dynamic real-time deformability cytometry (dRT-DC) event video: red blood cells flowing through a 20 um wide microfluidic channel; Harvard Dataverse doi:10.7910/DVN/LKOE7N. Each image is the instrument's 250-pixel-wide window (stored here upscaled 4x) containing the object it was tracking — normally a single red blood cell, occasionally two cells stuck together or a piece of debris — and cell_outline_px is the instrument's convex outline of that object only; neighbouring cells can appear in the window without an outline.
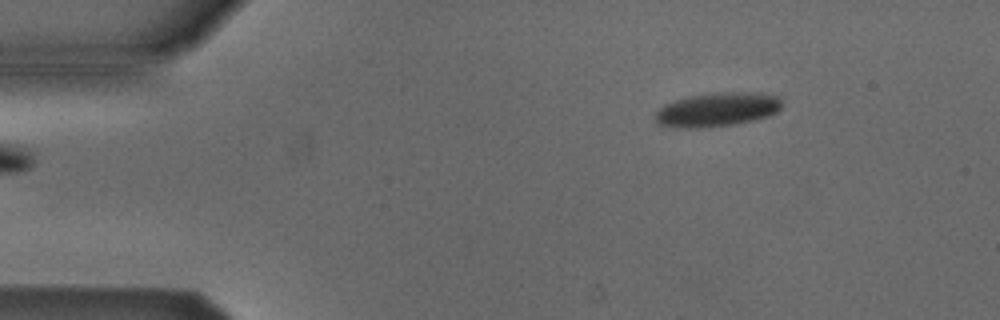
{"species": "Egyptian fruit bat (a non-hibernating species)", "species_latin": "Rousettus aegyptiacus", "temperature_condition": "cold", "stored_images_in_passage": 5, "camera_frame_rate_fps": 3000, "um_per_image_px": 0.085, "animal": {"sex": "male"}, "frame": {"image": 1, "passage_image": 5, "time_ms": 5.667, "image_size_px": [1000, 320], "cell_outline_px": [[780, 108], [776, 112], [768, 116], [752, 120], [732, 124], [700, 128], [676, 128], [656, 124], [652, 120], [652, 116], [664, 104], [688, 96], [728, 92], [736, 92], [776, 96], [780, 100]], "centroid_in_image_um": [60.83, 9.34], "position_along_channel_um": 24.2, "area_um2": 24.74}}